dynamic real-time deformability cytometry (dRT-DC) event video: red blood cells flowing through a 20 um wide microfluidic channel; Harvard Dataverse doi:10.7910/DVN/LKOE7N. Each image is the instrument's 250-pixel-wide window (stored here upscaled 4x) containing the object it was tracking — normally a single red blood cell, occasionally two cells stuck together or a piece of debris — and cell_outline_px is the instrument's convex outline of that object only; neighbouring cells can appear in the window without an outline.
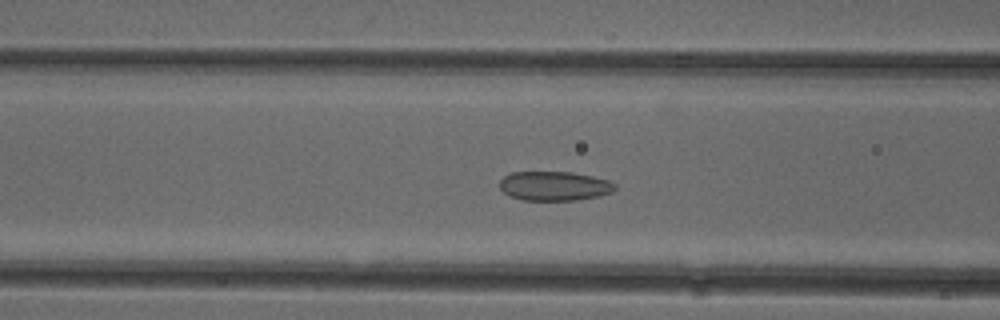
{"species": "common noctule bat (a hibernating species)", "species_latin": "Nyctalus noctula", "temperature_condition": "cold", "stored_images_in_passage": 50, "camera_frame_rate_fps": 3000, "um_per_image_px": 0.085, "animal": {"sex": "female"}, "frame": {"image": 1, "passage_image": 19, "time_ms": 6.0, "image_size_px": [1000, 320], "cell_outline_px": [[616, 188], [612, 192], [596, 196], [576, 200], [520, 200], [508, 196], [500, 188], [500, 180], [504, 176], [512, 172], [572, 172], [592, 176], [608, 180], [616, 184]], "centroid_in_image_um": [47.09, 15.81], "position_along_channel_um": 119.5, "area_um2": 19.71}}
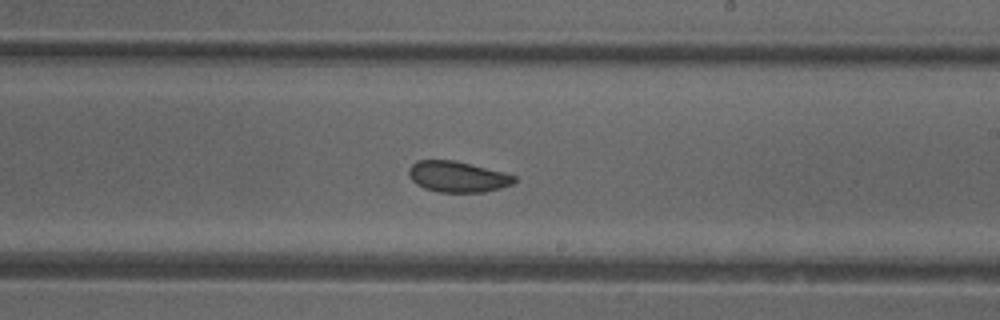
{"frame": {"image": 2, "passage_image": 29, "time_ms": 9.333, "image_size_px": [1000, 320], "cell_outline_px": [[516, 180], [512, 184], [500, 188], [484, 192], [440, 192], [424, 188], [416, 184], [408, 176], [408, 168], [416, 160], [452, 160], [472, 164], [504, 172], [516, 176]], "centroid_in_image_um": [38.87, 15.01], "position_along_channel_um": 250.1, "area_um2": 19.07}}
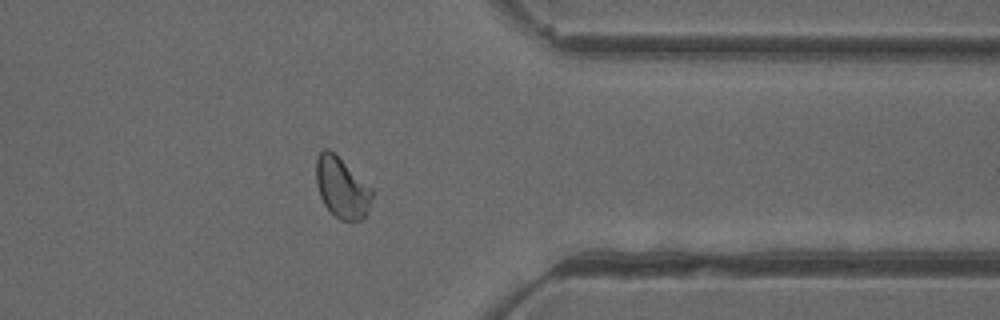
{"frame": {"image": 3, "passage_image": 40, "time_ms": 13.0, "image_size_px": [1000, 320], "cell_outline_px": [[372, 196], [368, 212], [364, 220], [340, 220], [324, 204], [320, 196], [316, 184], [316, 160], [320, 152], [324, 148], [328, 148], [372, 188]], "centroid_in_image_um": [29.05, 15.97], "position_along_channel_um": 382.3, "area_um2": 19.54}, "authors_computed_cell_mechanics": {"area_um2": 20.2878, "velocity_mm_per_s": 3.9249, "shape_relaxation_time_tau1_ms": 7.1396, "shape_relaxation_time_tau2_ms": 1.1908, "deformation_change_tau1": 0.0994, "deformation_change_tau2": 0.0615}}